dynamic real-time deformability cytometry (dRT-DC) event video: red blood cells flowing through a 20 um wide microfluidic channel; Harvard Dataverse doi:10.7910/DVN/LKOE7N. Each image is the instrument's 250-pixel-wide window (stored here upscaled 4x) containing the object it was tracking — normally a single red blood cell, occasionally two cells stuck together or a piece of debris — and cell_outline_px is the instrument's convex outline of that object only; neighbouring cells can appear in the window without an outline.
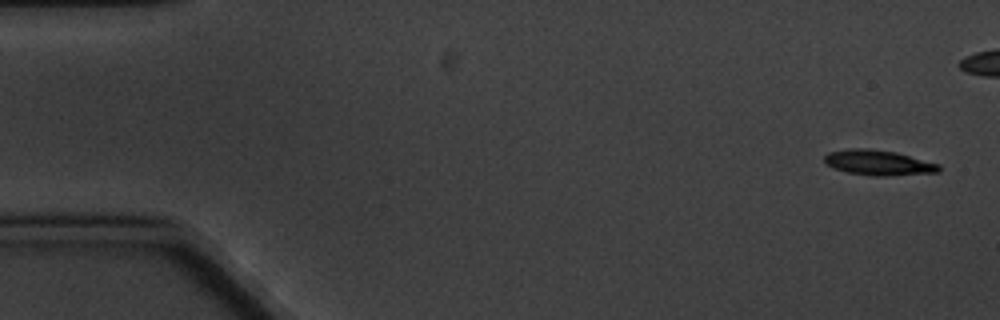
{"species": "common noctule bat (a hibernating species)", "species_latin": "Nyctalus noctula", "temperature_condition": "cold", "stored_images_in_passage": 5, "camera_frame_rate_fps": 3000, "um_per_image_px": 0.085, "animal": {"sex": "male", "body_mass_g": 20.1, "forearm_length_mm": 53.5}, "frame": {"image": 1, "passage_image": 1, "time_ms": 0.0, "image_size_px": [1000, 320], "cell_outline_px": [[940, 172], [888, 176], [872, 176], [848, 172], [832, 168], [824, 164], [824, 156], [828, 152], [848, 148], [868, 148], [896, 152], [940, 164]], "centroid_in_image_um": [74.63, 13.82], "position_along_channel_um": 10.4, "area_um2": 17.05}}